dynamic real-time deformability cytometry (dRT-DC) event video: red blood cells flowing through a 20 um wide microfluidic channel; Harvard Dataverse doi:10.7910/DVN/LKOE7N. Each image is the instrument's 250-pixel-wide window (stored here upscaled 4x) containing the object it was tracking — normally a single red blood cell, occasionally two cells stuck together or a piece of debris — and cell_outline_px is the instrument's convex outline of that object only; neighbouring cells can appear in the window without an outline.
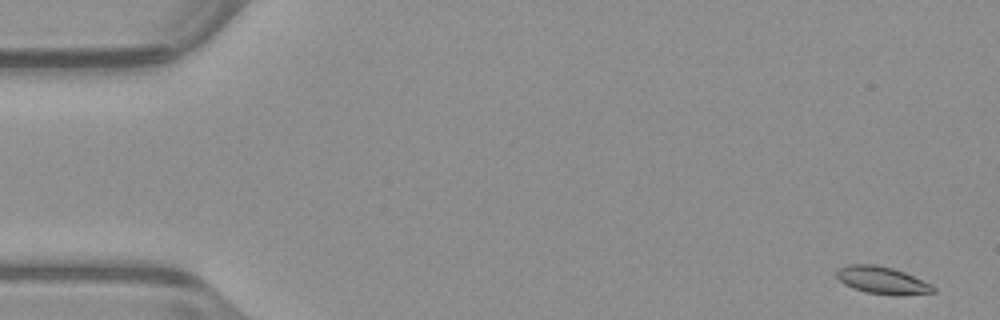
{"species": "common noctule bat (a hibernating species)", "species_latin": "Nyctalus noctula", "temperature_condition": "warm", "stored_images_in_passage": 14, "camera_frame_rate_fps": 3000, "um_per_image_px": 0.085, "animal": {"sex": "male", "body_mass_g": 23.1, "forearm_length_mm": 52.7}, "frame": {"image": 1, "passage_image": 1, "time_ms": 0.0, "image_size_px": [1000, 320], "cell_outline_px": [[936, 292], [900, 296], [868, 292], [852, 288], [844, 284], [836, 276], [836, 272], [840, 268], [848, 264], [876, 264], [892, 268], [904, 272], [932, 284], [936, 288]], "centroid_in_image_um": [75.02, 23.83], "position_along_channel_um": 10.0, "area_um2": 15.43}}